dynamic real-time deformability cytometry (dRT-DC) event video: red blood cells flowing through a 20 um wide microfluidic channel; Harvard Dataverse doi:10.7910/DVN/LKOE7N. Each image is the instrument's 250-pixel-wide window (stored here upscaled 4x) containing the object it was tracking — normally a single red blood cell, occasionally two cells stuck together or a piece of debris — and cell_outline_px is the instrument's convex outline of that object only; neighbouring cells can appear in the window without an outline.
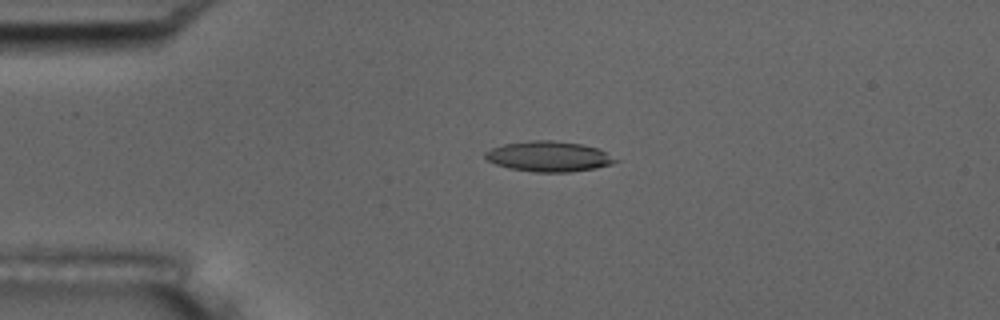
{"species": "common noctule bat (a hibernating species)", "species_latin": "Nyctalus noctula", "temperature_condition": "room temperature", "stored_images_in_passage": 2, "camera_frame_rate_fps": 3000, "um_per_image_px": 0.085, "animal": {"sex": "male", "body_mass_g": 17.5, "forearm_length_mm": 52.3}, "frame": {"image": 1, "passage_image": 2, "time_ms": 0.333, "image_size_px": [1000, 320], "cell_outline_px": [[620, 160], [612, 164], [596, 168], [568, 172], [532, 172], [508, 168], [496, 164], [488, 160], [484, 156], [484, 152], [492, 148], [504, 144], [532, 140], [552, 140], [580, 144], [600, 148]], "centroid_in_image_um": [46.67, 13.3], "position_along_channel_um": 38.3, "area_um2": 23.12}}